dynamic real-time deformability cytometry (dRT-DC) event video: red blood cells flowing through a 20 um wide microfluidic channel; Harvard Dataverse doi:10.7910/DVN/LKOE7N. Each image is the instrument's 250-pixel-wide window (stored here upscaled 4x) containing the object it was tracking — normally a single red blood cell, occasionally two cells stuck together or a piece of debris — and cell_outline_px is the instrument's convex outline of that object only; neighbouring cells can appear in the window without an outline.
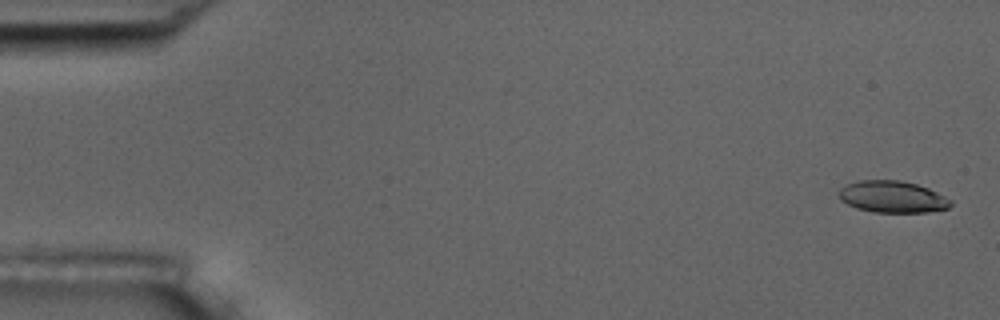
{"species": "common noctule bat (a hibernating species)", "species_latin": "Nyctalus noctula", "temperature_condition": "room temperature", "stored_images_in_passage": 5, "camera_frame_rate_fps": 3000, "um_per_image_px": 0.085, "animal": {"sex": "male", "body_mass_g": 17.5, "forearm_length_mm": 52.3}, "frame": {"image": 1, "passage_image": 1, "time_ms": 0.0, "image_size_px": [1000, 320], "cell_outline_px": [[952, 204], [948, 208], [928, 212], [872, 212], [856, 208], [840, 200], [840, 188], [848, 184], [860, 180], [900, 180], [916, 184], [928, 188], [952, 200]], "centroid_in_image_um": [75.87, 16.73], "position_along_channel_um": 9.1, "area_um2": 20.58}}
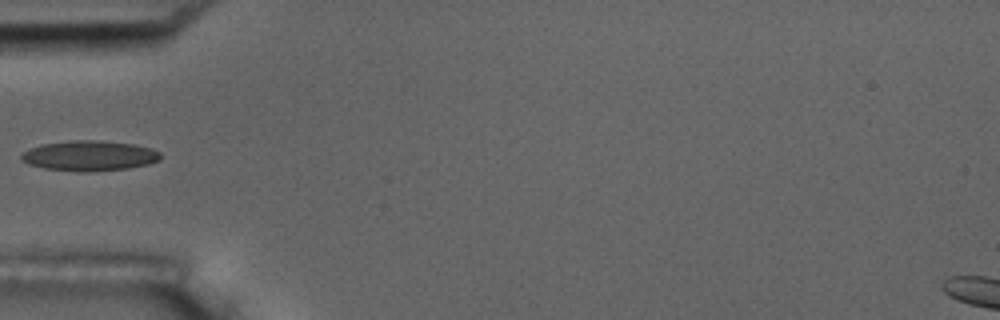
{"frame": {"image": 2, "passage_image": 5, "time_ms": 5.667, "image_size_px": [1000, 320], "cell_outline_px": [[160, 160], [148, 164], [128, 168], [88, 172], [84, 172], [44, 168], [28, 164], [20, 160], [20, 156], [28, 148], [40, 144], [68, 140], [100, 140], [132, 144], [152, 148], [160, 152]], "centroid_in_image_um": [7.57, 13.23], "position_along_channel_um": 77.4, "area_um2": 24.68}}